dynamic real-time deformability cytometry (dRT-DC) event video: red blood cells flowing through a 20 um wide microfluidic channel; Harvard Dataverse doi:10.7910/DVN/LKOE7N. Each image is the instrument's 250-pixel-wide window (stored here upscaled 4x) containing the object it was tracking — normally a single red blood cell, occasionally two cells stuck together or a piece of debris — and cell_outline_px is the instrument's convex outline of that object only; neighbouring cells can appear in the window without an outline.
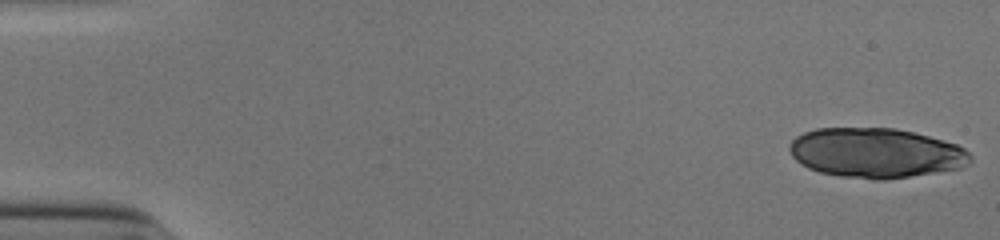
{"species": "human", "species_latin": "Homo sapiens", "temperature_condition": "cold", "stored_images_in_passage": 36, "camera_frame_rate_fps": 3000, "um_per_image_px": 0.085, "donor": {"sex": "male"}, "frame": {"image": 1, "passage_image": 1, "time_ms": 0.0, "image_size_px": [1000, 240], "cell_outline_px": [[972, 160], [968, 164], [960, 168], [884, 180], [876, 180], [840, 176], [820, 172], [808, 168], [800, 164], [792, 156], [788, 148], [788, 144], [796, 136], [804, 132], [816, 128], [896, 128], [944, 140], [956, 144], [964, 148], [972, 156]], "centroid_in_image_um": [74.42, 12.99], "position_along_channel_um": 10.6, "area_um2": 52.54}}
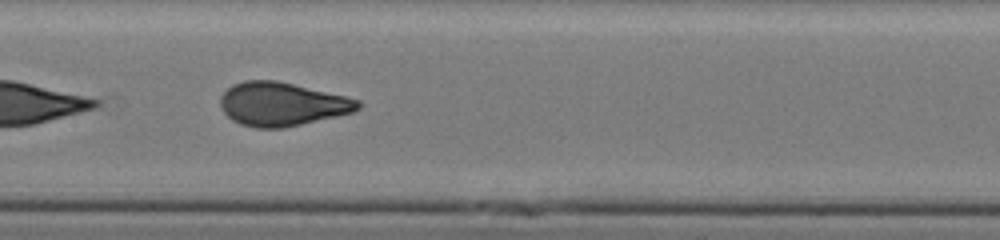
{"frame": {"image": 2, "passage_image": 27, "time_ms": 8.667, "image_size_px": [1000, 240], "cell_outline_px": [[360, 108], [352, 112], [284, 128], [256, 128], [240, 124], [232, 120], [224, 112], [220, 104], [220, 96], [232, 84], [244, 80], [276, 80], [344, 96], [360, 100]], "centroid_in_image_um": [23.92, 8.85], "position_along_channel_um": 183.5, "area_um2": 34.68}}
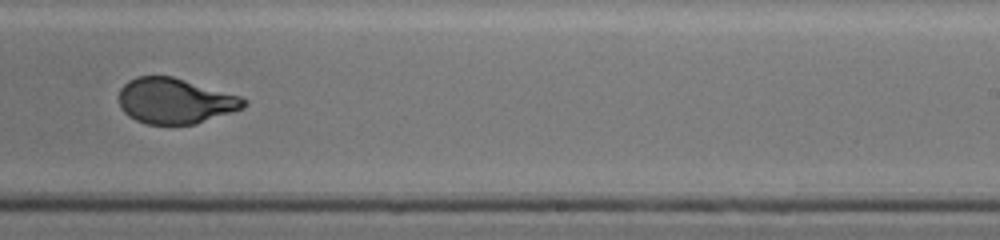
{"frame": {"image": 3, "passage_image": 34, "time_ms": 11.0, "image_size_px": [1000, 240], "cell_outline_px": [[248, 104], [244, 108], [196, 124], [148, 124], [136, 120], [128, 116], [120, 108], [120, 88], [128, 80], [136, 76], [172, 76], [244, 96], [248, 100]], "centroid_in_image_um": [14.93, 8.57], "position_along_channel_um": 274.1, "area_um2": 33.47}}